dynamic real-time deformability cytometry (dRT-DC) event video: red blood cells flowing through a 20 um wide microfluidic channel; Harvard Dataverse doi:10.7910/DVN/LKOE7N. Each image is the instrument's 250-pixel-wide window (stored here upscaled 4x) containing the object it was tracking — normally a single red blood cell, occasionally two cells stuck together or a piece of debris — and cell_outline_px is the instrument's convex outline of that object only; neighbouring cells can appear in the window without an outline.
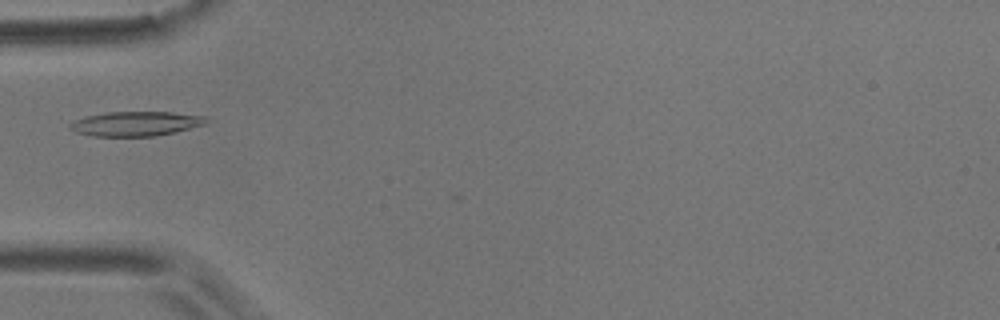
{"species": "common noctule bat (a hibernating species)", "species_latin": "Nyctalus noctula", "temperature_condition": "room temperature", "stored_images_in_passage": 9, "camera_frame_rate_fps": 3000, "um_per_image_px": 0.085, "animal": {"sex": "male", "body_mass_g": 17.9}, "frame": {"image": 1, "passage_image": 1, "time_ms": 0.0, "image_size_px": [1000, 320], "cell_outline_px": [[212, 120], [208, 124], [156, 136], [92, 136], [76, 132], [68, 128], [68, 124], [72, 120], [84, 116], [108, 112], [172, 112], [204, 116]], "centroid_in_image_um": [11.54, 10.51], "position_along_channel_um": 73.5, "area_um2": 19.77}}
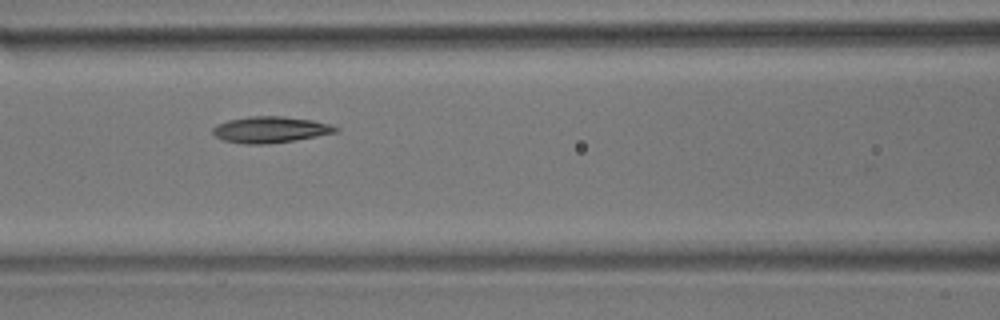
{"frame": {"image": 2, "passage_image": 3, "time_ms": 2.0, "image_size_px": [1000, 320], "cell_outline_px": [[340, 128], [336, 132], [296, 140], [268, 144], [244, 144], [224, 140], [216, 136], [212, 132], [212, 128], [216, 124], [228, 120], [248, 116], [284, 116], [312, 120], [328, 124]], "centroid_in_image_um": [22.95, 11.01], "position_along_channel_um": 143.7, "area_um2": 18.79}}
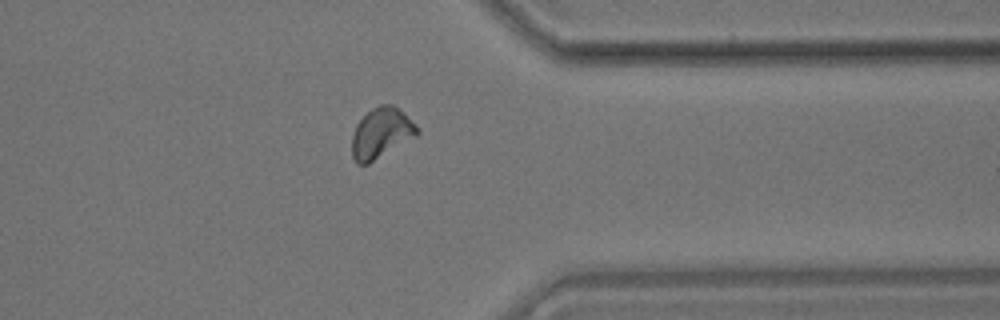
{"frame": {"image": 3, "passage_image": 9, "time_ms": 9.0, "image_size_px": [1000, 320], "cell_outline_px": [[420, 132], [416, 136], [368, 164], [356, 164], [352, 156], [352, 136], [356, 124], [372, 108], [380, 104], [392, 104], [416, 124], [420, 128]], "centroid_in_image_um": [32.4, 11.32], "position_along_channel_um": 379.0, "area_um2": 19.02}}